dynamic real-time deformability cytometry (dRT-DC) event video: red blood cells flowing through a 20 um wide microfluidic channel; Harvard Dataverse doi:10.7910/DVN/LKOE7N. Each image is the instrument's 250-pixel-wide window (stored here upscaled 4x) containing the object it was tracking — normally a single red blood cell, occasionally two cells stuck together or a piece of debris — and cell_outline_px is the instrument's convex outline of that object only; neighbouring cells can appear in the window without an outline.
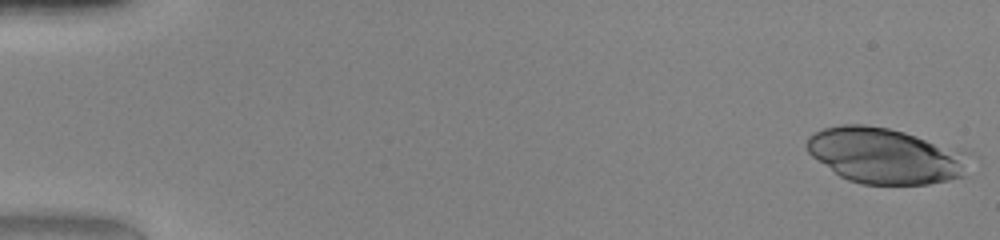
{"species": "human", "species_latin": "Homo sapiens", "temperature_condition": "warm", "stored_images_in_passage": 49, "camera_frame_rate_fps": 3000, "um_per_image_px": 0.085, "donor": {"sex": "female"}, "frame": {"image": 1, "passage_image": 1, "time_ms": 0.0, "image_size_px": [1000, 240], "cell_outline_px": [[972, 152], [964, 176], [948, 180], [928, 184], [860, 184], [848, 180], [840, 176], [812, 156], [808, 152], [804, 144], [808, 136], [824, 128], [840, 124], [864, 124], [888, 128], [904, 132]], "centroid_in_image_um": [75.27, 13.23], "position_along_channel_um": 9.7, "area_um2": 53.12}}
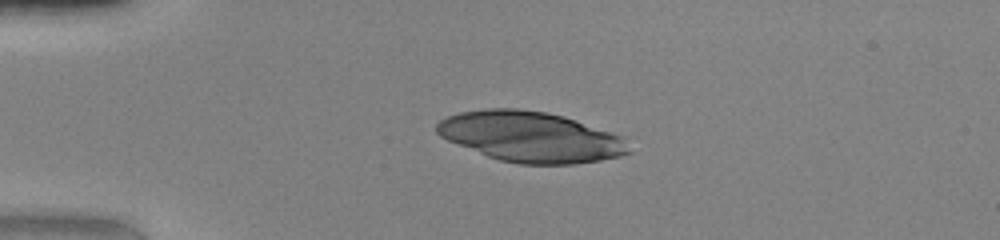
{"frame": {"image": 2, "passage_image": 12, "time_ms": 3.667, "image_size_px": [1000, 240], "cell_outline_px": [[632, 152], [620, 156], [600, 160], [572, 164], [520, 164], [500, 160], [488, 156], [448, 140], [440, 136], [436, 132], [436, 124], [440, 120], [448, 116], [460, 112], [488, 108], [516, 108], [548, 112], [564, 116], [624, 136]], "centroid_in_image_um": [45.14, 11.62], "position_along_channel_um": 39.9, "area_um2": 56.41}}